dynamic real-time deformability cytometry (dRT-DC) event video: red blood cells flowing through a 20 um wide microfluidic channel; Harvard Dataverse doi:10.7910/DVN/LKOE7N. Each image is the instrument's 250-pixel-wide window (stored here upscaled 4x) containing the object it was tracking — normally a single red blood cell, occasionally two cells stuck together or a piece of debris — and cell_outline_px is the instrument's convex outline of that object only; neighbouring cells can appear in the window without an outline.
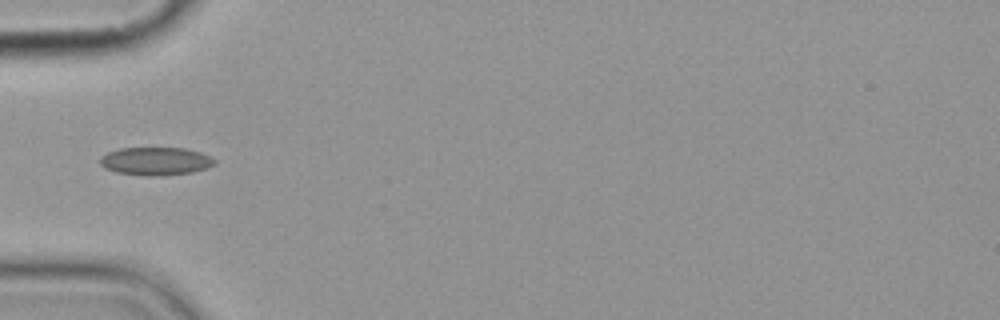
{"species": "common noctule bat (a hibernating species)", "species_latin": "Nyctalus noctula", "temperature_condition": "cold", "stored_images_in_passage": 6, "camera_frame_rate_fps": 3000, "um_per_image_px": 0.085, "animal": {"sex": "female", "body_mass_g": 19.9}, "frame": {"image": 1, "passage_image": 4, "time_ms": 3.667, "image_size_px": [1000, 320], "cell_outline_px": [[216, 164], [192, 172], [160, 176], [148, 176], [116, 172], [104, 168], [100, 164], [100, 156], [108, 152], [120, 148], [184, 148], [200, 152], [216, 160]], "centroid_in_image_um": [13.2, 13.7], "position_along_channel_um": 71.8, "area_um2": 18.67}}
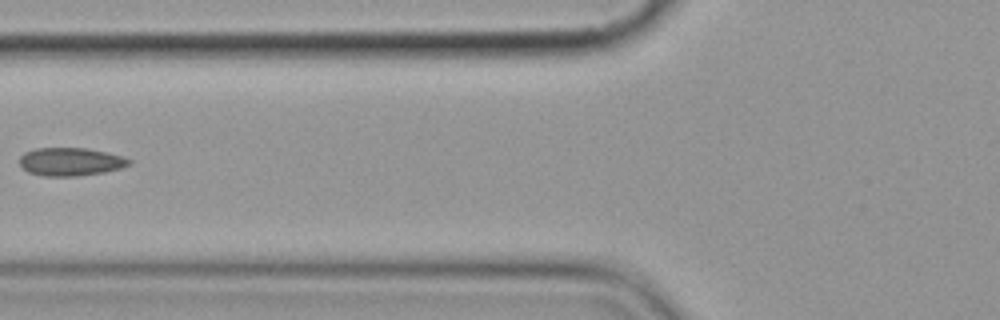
{"frame": {"image": 2, "passage_image": 5, "time_ms": 5.0, "image_size_px": [1000, 320], "cell_outline_px": [[132, 164], [120, 168], [104, 172], [76, 176], [44, 176], [28, 172], [20, 164], [20, 156], [24, 152], [36, 148], [88, 148], [108, 152], [124, 156], [132, 160]], "centroid_in_image_um": [6.03, 13.74], "position_along_channel_um": 119.8, "area_um2": 18.09}}
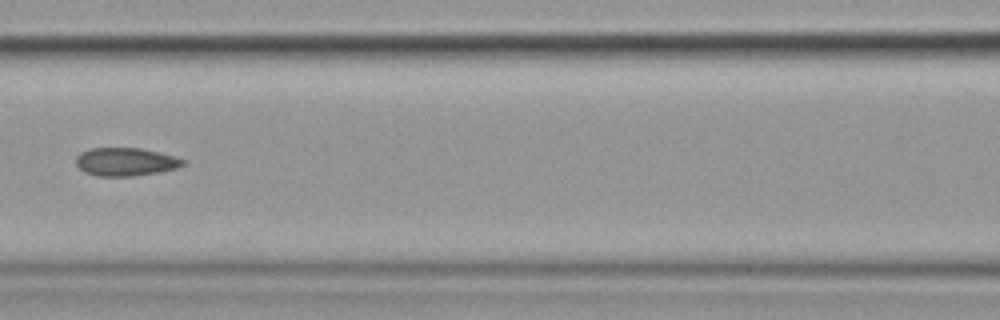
{"frame": {"image": 3, "passage_image": 6, "time_ms": 6.0, "image_size_px": [1000, 320], "cell_outline_px": [[188, 164], [176, 168], [156, 172], [132, 176], [96, 176], [84, 172], [76, 164], [76, 156], [80, 152], [88, 148], [140, 148], [188, 160]], "centroid_in_image_um": [10.66, 13.75], "position_along_channel_um": 155.9, "area_um2": 17.57}}